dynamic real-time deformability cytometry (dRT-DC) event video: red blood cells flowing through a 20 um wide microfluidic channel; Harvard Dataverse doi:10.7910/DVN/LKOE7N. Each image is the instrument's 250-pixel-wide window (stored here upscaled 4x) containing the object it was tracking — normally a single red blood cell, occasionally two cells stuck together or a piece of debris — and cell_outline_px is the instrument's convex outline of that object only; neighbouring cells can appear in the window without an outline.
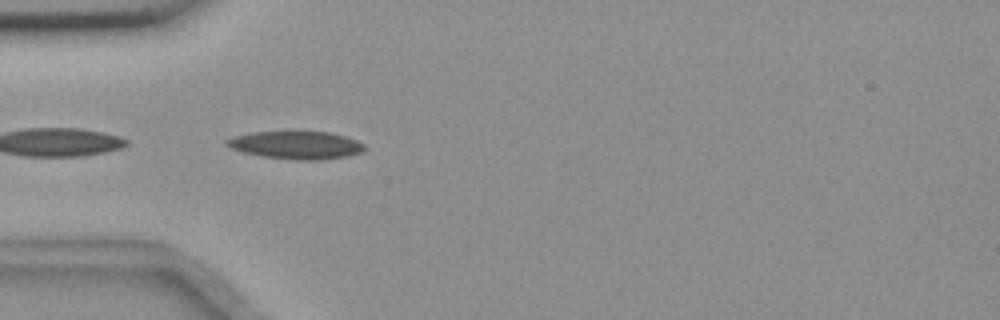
{"species": "common noctule bat (a hibernating species)", "species_latin": "Nyctalus noctula", "temperature_condition": "room temperature", "stored_images_in_passage": 7, "camera_frame_rate_fps": 3000, "um_per_image_px": 0.085, "animal": {"sex": "female", "body_mass_g": 18.4}, "frame": {"image": 1, "passage_image": 4, "time_ms": 4.333, "image_size_px": [1000, 320], "cell_outline_px": [[364, 148], [360, 152], [348, 156], [316, 160], [296, 160], [264, 156], [244, 152], [232, 148], [224, 144], [224, 140], [232, 136], [252, 132], [328, 132], [344, 136], [356, 140], [364, 144]], "centroid_in_image_um": [25.13, 12.33], "position_along_channel_um": 59.9, "area_um2": 22.08}}
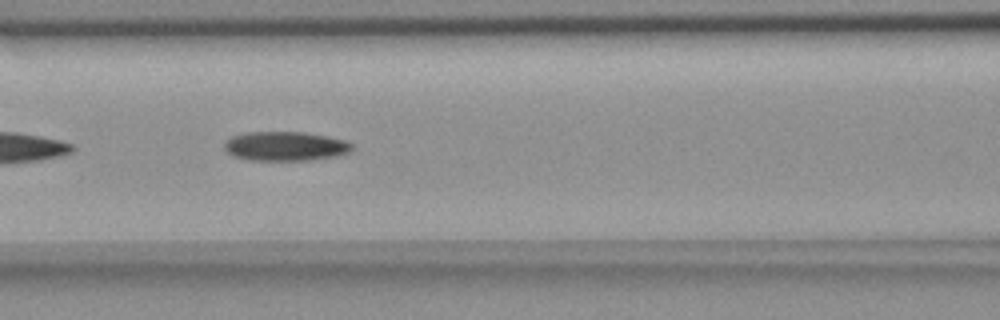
{"frame": {"image": 2, "passage_image": 6, "time_ms": 6.667, "image_size_px": [1000, 320], "cell_outline_px": [[352, 148], [348, 152], [336, 156], [312, 160], [248, 160], [236, 156], [228, 152], [224, 148], [224, 144], [232, 136], [248, 132], [304, 132], [328, 136], [344, 140], [352, 144]], "centroid_in_image_um": [24.27, 12.42], "position_along_channel_um": 142.3, "area_um2": 21.62}}